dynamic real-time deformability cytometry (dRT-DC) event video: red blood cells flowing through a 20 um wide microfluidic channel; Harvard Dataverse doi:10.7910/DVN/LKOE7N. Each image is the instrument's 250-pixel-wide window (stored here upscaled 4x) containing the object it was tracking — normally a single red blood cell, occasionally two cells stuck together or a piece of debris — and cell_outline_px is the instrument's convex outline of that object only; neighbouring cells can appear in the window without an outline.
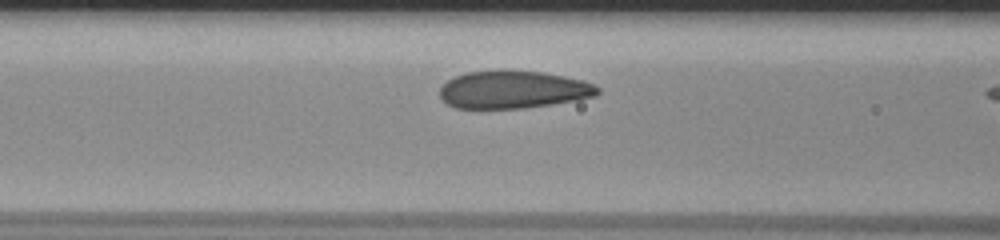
{"species": "human", "species_latin": "Homo sapiens", "temperature_condition": "room temperature", "stored_images_in_passage": 9, "camera_frame_rate_fps": 3000, "um_per_image_px": 0.085, "donor": {"sex": "male"}, "frame": {"image": 1, "passage_image": 7, "time_ms": 2.0, "image_size_px": [1000, 240], "cell_outline_px": [[600, 92], [596, 96], [576, 100], [552, 104], [524, 108], [456, 108], [448, 104], [440, 96], [440, 88], [448, 80], [456, 76], [468, 72], [544, 72], [584, 80], [600, 88]], "centroid_in_image_um": [43.67, 7.64], "position_along_channel_um": 122.9, "area_um2": 33.99}}